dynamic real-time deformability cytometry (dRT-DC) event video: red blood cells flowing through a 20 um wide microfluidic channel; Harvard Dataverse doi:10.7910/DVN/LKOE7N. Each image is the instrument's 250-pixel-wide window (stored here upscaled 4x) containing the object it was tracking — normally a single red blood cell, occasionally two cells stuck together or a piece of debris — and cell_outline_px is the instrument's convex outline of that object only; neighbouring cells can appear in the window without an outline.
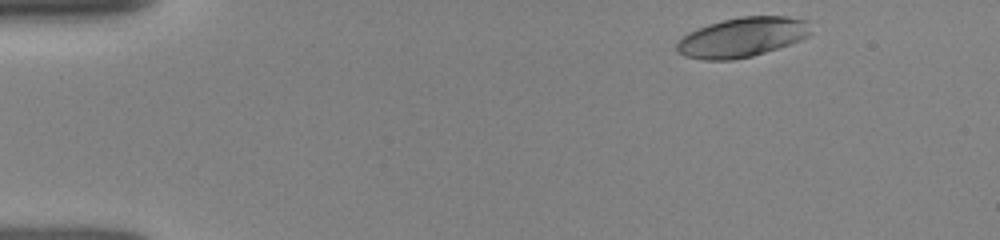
{"species": "human", "species_latin": "Homo sapiens", "temperature_condition": "room temperature", "stored_images_in_passage": 7, "camera_frame_rate_fps": 3000, "um_per_image_px": 0.085, "donor": {"sex": "female"}, "frame": {"image": 1, "passage_image": 1, "time_ms": 0.0, "image_size_px": [1000, 240], "cell_outline_px": [[812, 32], [808, 36], [788, 44], [752, 56], [732, 60], [704, 60], [684, 56], [676, 52], [676, 44], [688, 32], [708, 24], [724, 20], [744, 16], [788, 16], [808, 20]], "centroid_in_image_um": [63.08, 3.16], "position_along_channel_um": 21.9, "area_um2": 30.87}}
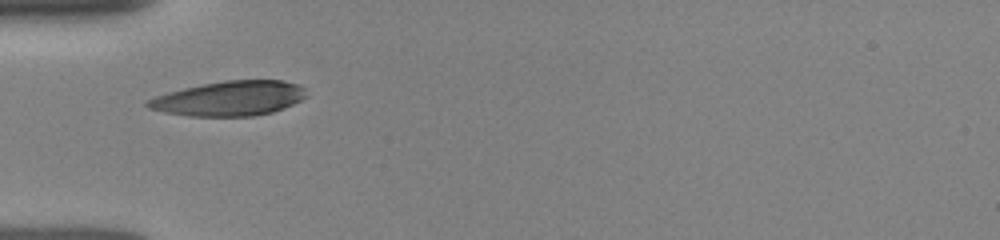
{"frame": {"image": 2, "passage_image": 5, "time_ms": 3.333, "image_size_px": [1000, 240], "cell_outline_px": [[308, 96], [284, 108], [272, 112], [256, 116], [188, 116], [164, 112], [148, 108], [144, 104], [148, 100], [156, 96], [168, 92], [184, 88], [224, 80], [280, 80], [300, 84], [304, 88]], "centroid_in_image_um": [19.52, 8.37], "position_along_channel_um": 65.5, "area_um2": 32.14}}
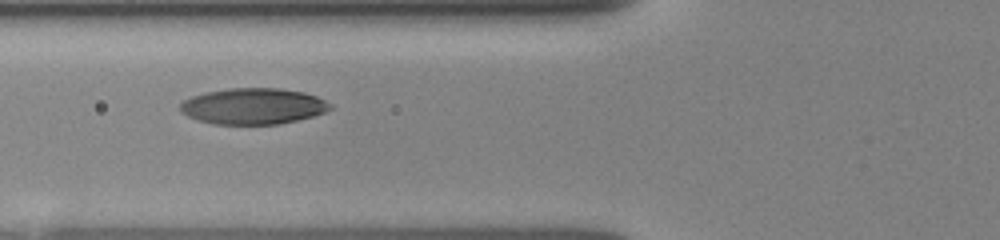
{"frame": {"image": 3, "passage_image": 6, "time_ms": 4.333, "image_size_px": [1000, 240], "cell_outline_px": [[332, 108], [324, 112], [312, 116], [280, 124], [212, 124], [196, 120], [180, 112], [180, 104], [184, 100], [192, 96], [204, 92], [228, 88], [280, 88], [304, 92], [316, 96], [332, 104]], "centroid_in_image_um": [21.49, 9.02], "position_along_channel_um": 104.3, "area_um2": 31.67}}